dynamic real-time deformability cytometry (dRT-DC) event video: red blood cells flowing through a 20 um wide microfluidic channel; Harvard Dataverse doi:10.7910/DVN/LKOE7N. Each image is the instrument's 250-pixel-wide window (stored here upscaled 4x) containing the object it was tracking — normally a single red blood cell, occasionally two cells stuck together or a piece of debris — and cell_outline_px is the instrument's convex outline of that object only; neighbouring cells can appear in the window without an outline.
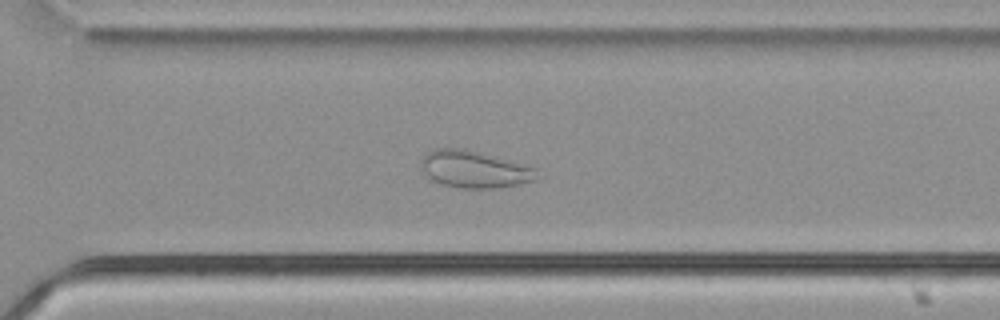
{"species": "common noctule bat (a hibernating species)", "species_latin": "Nyctalus noctula", "temperature_condition": "cold", "stored_images_in_passage": 56, "camera_frame_rate_fps": 3000, "um_per_image_px": 0.085, "animal": {"sex": "male", "body_mass_g": 21.5, "forearm_length_mm": 52.0}, "frame": {"image": 1, "passage_image": 40, "time_ms": 13.0, "image_size_px": [1000, 320], "cell_outline_px": [[544, 176], [536, 180], [520, 184], [500, 188], [460, 188], [440, 184], [432, 180], [420, 168], [420, 160], [428, 152], [436, 148], [464, 148], [532, 164], [540, 168]], "centroid_in_image_um": [40.48, 14.38], "position_along_channel_um": 330.1, "area_um2": 26.18}}
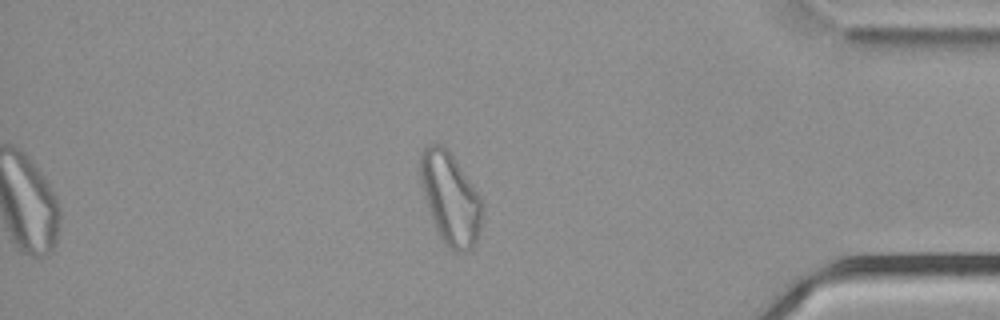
{"frame": {"image": 2, "passage_image": 48, "time_ms": 15.667, "image_size_px": [1000, 320], "cell_outline_px": [[484, 208], [480, 228], [476, 240], [472, 248], [468, 252], [452, 252], [444, 244], [432, 220], [424, 196], [420, 180], [420, 152], [428, 144], [440, 144], [448, 148], [480, 196], [484, 204]], "centroid_in_image_um": [38.29, 16.87], "position_along_channel_um": 396.9, "area_um2": 33.35}}